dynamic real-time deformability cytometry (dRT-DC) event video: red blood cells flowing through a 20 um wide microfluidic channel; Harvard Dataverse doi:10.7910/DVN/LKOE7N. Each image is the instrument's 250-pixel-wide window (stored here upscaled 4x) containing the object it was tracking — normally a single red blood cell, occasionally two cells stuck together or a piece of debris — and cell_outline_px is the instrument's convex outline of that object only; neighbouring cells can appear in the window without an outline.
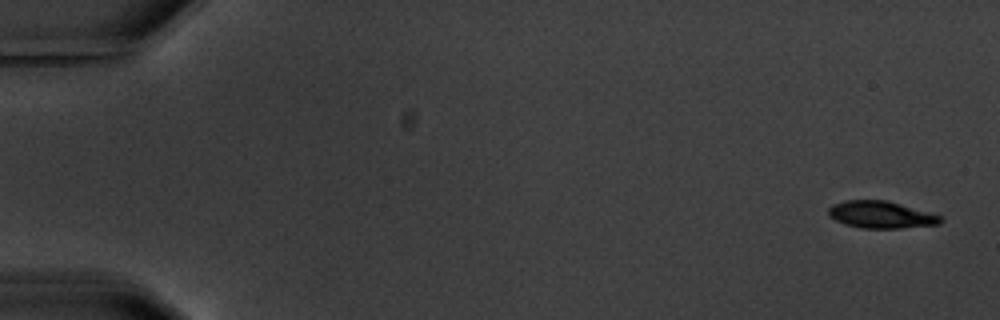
{"species": "common noctule bat (a hibernating species)", "species_latin": "Nyctalus noctula", "temperature_condition": "warm", "stored_images_in_passage": 5, "camera_frame_rate_fps": 3000, "um_per_image_px": 0.085, "animal": {"sex": "male", "body_mass_g": 20.1, "forearm_length_mm": 53.5}, "frame": {"image": 1, "passage_image": 1, "time_ms": 0.0, "image_size_px": [1000, 320], "cell_outline_px": [[944, 220], [940, 224], [900, 228], [860, 228], [844, 224], [828, 216], [828, 208], [832, 204], [844, 200], [884, 200], [944, 216]], "centroid_in_image_um": [74.88, 18.25], "position_along_channel_um": 10.1, "area_um2": 17.74}}
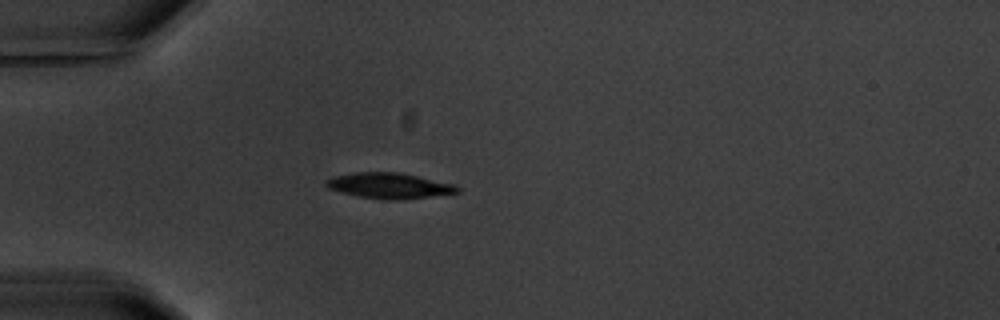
{"frame": {"image": 2, "passage_image": 5, "time_ms": 5.0, "image_size_px": [1000, 320], "cell_outline_px": [[460, 192], [396, 200], [384, 200], [360, 196], [328, 188], [324, 184], [324, 180], [332, 176], [356, 172], [400, 172], [452, 184], [460, 188]], "centroid_in_image_um": [33.03, 15.77], "position_along_channel_um": 52.0, "area_um2": 19.31}}